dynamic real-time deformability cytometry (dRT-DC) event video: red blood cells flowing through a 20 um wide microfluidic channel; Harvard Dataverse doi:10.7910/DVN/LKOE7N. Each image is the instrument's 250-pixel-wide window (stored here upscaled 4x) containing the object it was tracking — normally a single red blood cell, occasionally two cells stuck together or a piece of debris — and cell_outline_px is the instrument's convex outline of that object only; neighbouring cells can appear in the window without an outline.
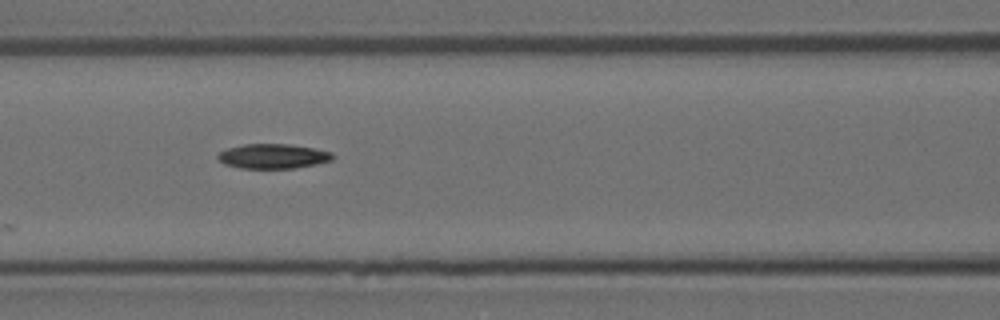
{"species": "Egyptian fruit bat (a non-hibernating species)", "species_latin": "Rousettus aegyptiacus", "temperature_condition": "room temperature", "stored_images_in_passage": 14, "segment_of_instrument_passage": [2, 2], "camera_frame_rate_fps": 3000, "um_per_image_px": 0.085, "animal": {"sex": "female"}, "frame": {"image": 1, "passage_image": 6, "time_ms": 1.667, "image_size_px": [1000, 320], "cell_outline_px": [[336, 156], [332, 160], [316, 164], [292, 168], [240, 168], [224, 164], [216, 156], [220, 152], [228, 148], [244, 144], [288, 144], [312, 148], [332, 152]], "centroid_in_image_um": [23.21, 13.28], "position_along_channel_um": 143.4, "area_um2": 16.42}}
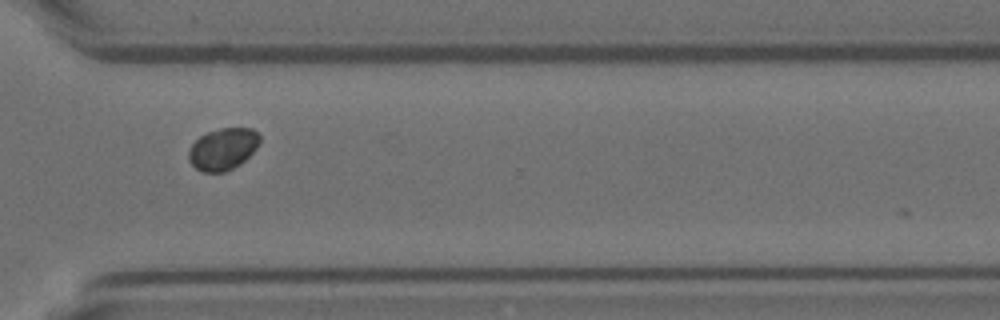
{"frame": {"image": 2, "passage_image": 12, "time_ms": 3.667, "image_size_px": [1000, 320], "cell_outline_px": [[260, 140], [256, 148], [240, 164], [224, 172], [204, 172], [196, 168], [188, 160], [188, 148], [200, 136], [208, 132], [220, 128], [252, 128], [260, 136]], "centroid_in_image_um": [18.93, 12.66], "position_along_channel_um": 351.7, "area_um2": 17.22}}
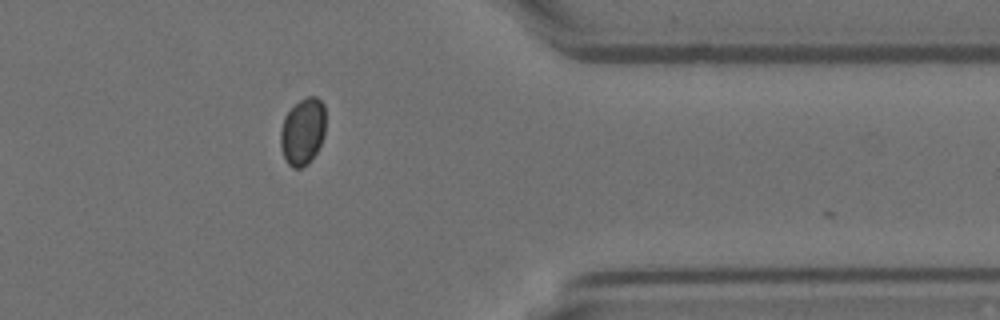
{"frame": {"image": 3, "passage_image": 13, "time_ms": 4.0, "image_size_px": [1000, 320], "cell_outline_px": [[324, 136], [316, 152], [308, 164], [300, 168], [292, 168], [284, 160], [280, 148], [280, 132], [284, 116], [300, 100], [308, 96], [316, 96], [324, 104]], "centroid_in_image_um": [25.71, 11.2], "position_along_channel_um": 385.7, "area_um2": 17.63}}